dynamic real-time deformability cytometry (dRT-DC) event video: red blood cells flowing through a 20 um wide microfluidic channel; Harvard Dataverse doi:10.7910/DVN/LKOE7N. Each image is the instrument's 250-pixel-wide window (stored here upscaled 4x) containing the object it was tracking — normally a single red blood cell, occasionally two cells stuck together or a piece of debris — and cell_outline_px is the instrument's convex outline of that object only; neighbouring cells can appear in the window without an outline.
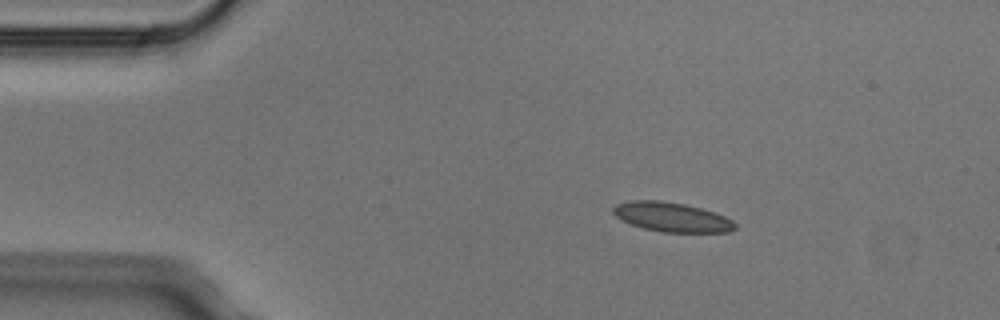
{"species": "Egyptian fruit bat (a non-hibernating species)", "species_latin": "Rousettus aegyptiacus", "temperature_condition": "cold", "stored_images_in_passage": 5, "camera_frame_rate_fps": 3000, "um_per_image_px": 0.085, "animal": {"sex": "male"}, "frame": {"image": 1, "passage_image": 2, "time_ms": 0.333, "image_size_px": [1000, 320], "cell_outline_px": [[736, 228], [728, 232], [660, 232], [644, 228], [620, 220], [612, 212], [612, 208], [616, 204], [628, 200], [660, 200], [684, 204], [700, 208], [724, 216], [732, 220], [736, 224]], "centroid_in_image_um": [57.06, 18.45], "position_along_channel_um": 27.9, "area_um2": 20.87}}
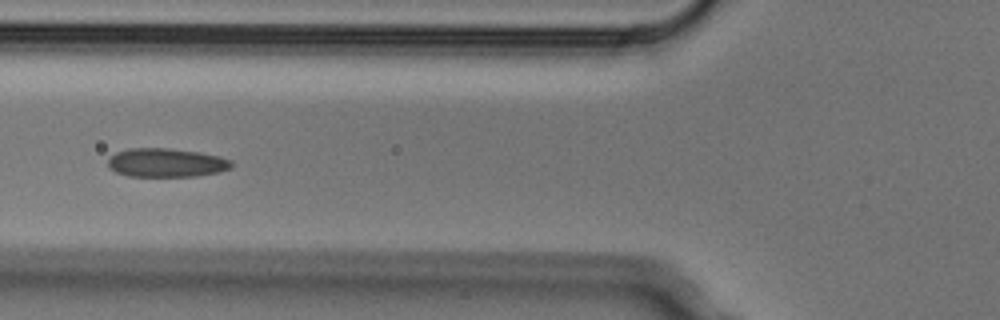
{"frame": {"image": 2, "passage_image": 5, "time_ms": 1.333, "image_size_px": [1000, 320], "cell_outline_px": [[232, 168], [220, 172], [196, 176], [128, 176], [116, 172], [108, 168], [108, 160], [116, 152], [128, 148], [168, 148], [200, 152], [220, 156], [232, 160]], "centroid_in_image_um": [14.15, 13.83], "position_along_channel_um": 111.6, "area_um2": 20.87}}